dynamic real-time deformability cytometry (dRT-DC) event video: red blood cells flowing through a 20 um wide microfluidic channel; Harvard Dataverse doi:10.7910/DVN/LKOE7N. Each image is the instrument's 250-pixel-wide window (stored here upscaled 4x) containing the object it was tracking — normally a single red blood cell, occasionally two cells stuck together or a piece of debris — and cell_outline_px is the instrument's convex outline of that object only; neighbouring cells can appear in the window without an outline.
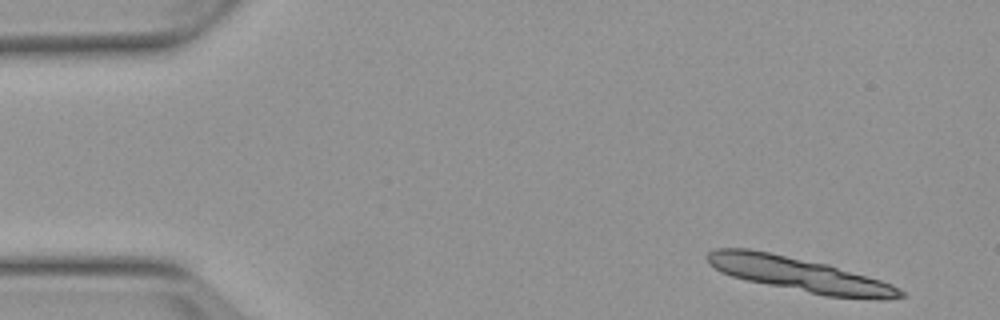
{"species": "Egyptian fruit bat (a non-hibernating species)", "species_latin": "Rousettus aegyptiacus", "temperature_condition": "warm", "stored_images_in_passage": 4, "camera_frame_rate_fps": 3000, "um_per_image_px": 0.085, "animal": {"sex": "female"}, "frame": {"image": 1, "passage_image": 1, "time_ms": 0.0, "image_size_px": [1000, 320], "cell_outline_px": [[904, 296], [888, 300], [876, 300], [824, 296], [748, 280], [732, 276], [720, 272], [708, 260], [708, 252], [716, 248], [748, 248], [828, 264], [880, 280], [892, 284], [900, 288], [904, 292]], "centroid_in_image_um": [68.03, 23.35], "position_along_channel_um": 17.0, "area_um2": 38.21}}